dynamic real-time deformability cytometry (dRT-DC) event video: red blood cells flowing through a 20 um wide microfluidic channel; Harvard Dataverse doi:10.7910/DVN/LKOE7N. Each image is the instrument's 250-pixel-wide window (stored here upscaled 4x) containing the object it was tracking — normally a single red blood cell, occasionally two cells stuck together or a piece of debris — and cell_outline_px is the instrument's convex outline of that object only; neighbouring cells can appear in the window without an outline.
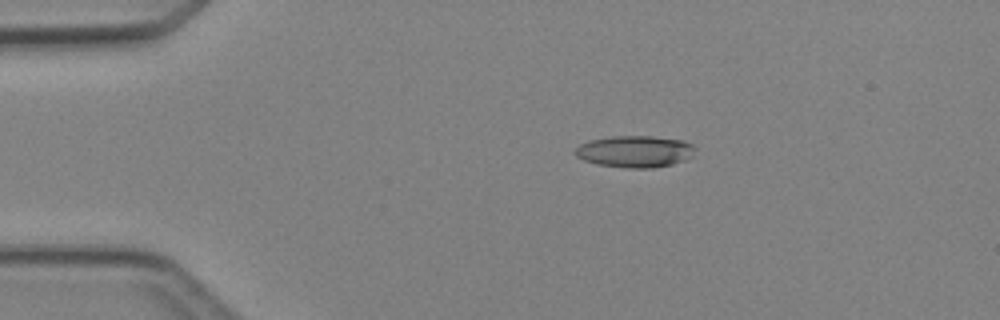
{"species": "Egyptian fruit bat (a non-hibernating species)", "species_latin": "Rousettus aegyptiacus", "temperature_condition": "cold", "stored_images_in_passage": 4, "camera_frame_rate_fps": 3000, "um_per_image_px": 0.085, "animal": {"sex": "female"}, "frame": {"image": 1, "passage_image": 3, "time_ms": 2.333, "image_size_px": [1000, 320], "cell_outline_px": [[696, 148], [692, 156], [684, 160], [672, 164], [652, 168], [624, 168], [596, 164], [584, 160], [576, 156], [572, 152], [580, 144], [588, 140], [612, 136], [652, 136], [684, 140], [692, 144]], "centroid_in_image_um": [53.95, 12.87], "position_along_channel_um": 31.1, "area_um2": 22.43}}